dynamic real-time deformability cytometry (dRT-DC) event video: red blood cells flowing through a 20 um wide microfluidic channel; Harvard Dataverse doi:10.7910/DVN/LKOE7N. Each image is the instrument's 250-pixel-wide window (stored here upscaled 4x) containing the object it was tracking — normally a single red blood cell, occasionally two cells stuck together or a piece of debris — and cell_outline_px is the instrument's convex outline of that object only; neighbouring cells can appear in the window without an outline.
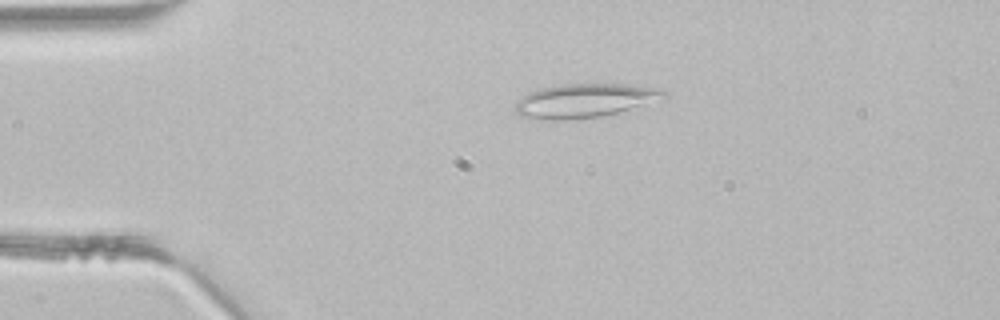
{"species": "common noctule bat (a hibernating species)", "species_latin": "Nyctalus noctula", "temperature_condition": "room temperature", "stored_images_in_passage": 2, "camera_frame_rate_fps": 3000, "um_per_image_px": 0.085, "animal": {"sex": "male", "body_mass_g": 21.5, "forearm_length_mm": 52.0}, "frame": {"image": 1, "passage_image": 1, "time_ms": 0.0, "image_size_px": [1000, 320], "cell_outline_px": [[668, 100], [600, 116], [568, 120], [544, 120], [520, 116], [516, 112], [516, 104], [528, 92], [540, 88], [564, 84], [628, 84], [660, 88], [668, 92]], "centroid_in_image_um": [49.82, 8.55], "position_along_channel_um": 35.2, "area_um2": 29.77}}